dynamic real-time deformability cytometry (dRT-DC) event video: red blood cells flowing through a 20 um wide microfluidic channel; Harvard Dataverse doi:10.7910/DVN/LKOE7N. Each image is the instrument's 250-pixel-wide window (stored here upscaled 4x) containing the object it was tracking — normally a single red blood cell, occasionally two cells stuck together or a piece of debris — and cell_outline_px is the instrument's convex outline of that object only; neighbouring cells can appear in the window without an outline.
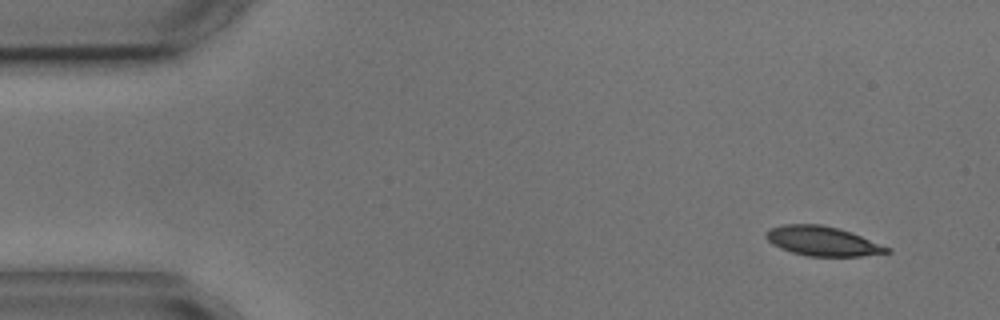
{"species": "common noctule bat (a hibernating species)", "species_latin": "Nyctalus noctula", "temperature_condition": "cold", "stored_images_in_passage": 7, "camera_frame_rate_fps": 3000, "um_per_image_px": 0.085, "animal": {"sex": "male", "body_mass_g": 17.9, "forearm_length_mm": 54.2}, "frame": {"image": 1, "passage_image": 1, "time_ms": 0.0, "image_size_px": [1000, 320], "cell_outline_px": [[892, 252], [860, 256], [808, 256], [792, 252], [780, 248], [772, 244], [764, 236], [764, 232], [768, 228], [784, 224], [820, 224], [852, 232], [892, 248]], "centroid_in_image_um": [69.9, 20.49], "position_along_channel_um": 15.1, "area_um2": 20.92}}
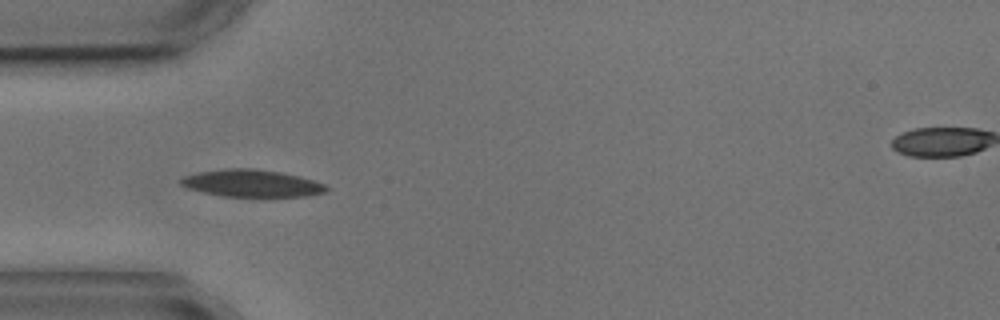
{"frame": {"image": 2, "passage_image": 4, "time_ms": 4.0, "image_size_px": [1000, 320], "cell_outline_px": [[332, 188], [324, 192], [308, 196], [224, 196], [204, 192], [188, 188], [180, 184], [180, 180], [184, 176], [196, 172], [224, 168], [256, 168], [280, 172], [300, 176], [324, 184]], "centroid_in_image_um": [21.41, 15.56], "position_along_channel_um": 63.6, "area_um2": 23.06}}